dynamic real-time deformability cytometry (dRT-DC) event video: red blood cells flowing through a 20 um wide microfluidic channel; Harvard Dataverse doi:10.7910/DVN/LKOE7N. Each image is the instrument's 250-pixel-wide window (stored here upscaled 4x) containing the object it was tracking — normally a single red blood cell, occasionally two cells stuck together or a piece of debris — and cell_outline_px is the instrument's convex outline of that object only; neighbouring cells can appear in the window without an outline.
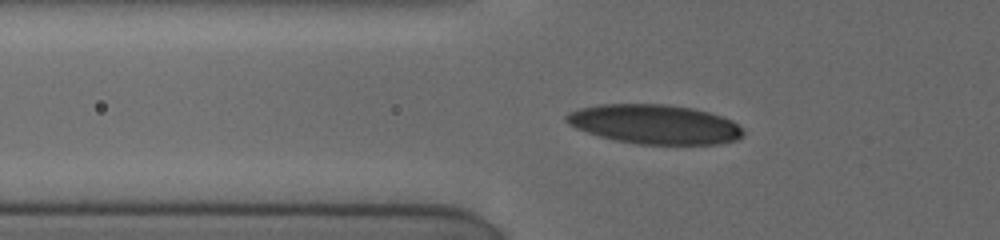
{"species": "human", "species_latin": "Homo sapiens", "temperature_condition": "cold", "stored_images_in_passage": 10, "camera_frame_rate_fps": 3000, "um_per_image_px": 0.085, "donor": {"sex": "female"}, "frame": {"image": 1, "passage_image": 3, "time_ms": 0.333, "image_size_px": [1000, 240], "cell_outline_px": [[744, 136], [736, 140], [716, 144], [640, 144], [616, 140], [600, 136], [576, 128], [568, 124], [564, 120], [564, 116], [568, 112], [580, 108], [600, 104], [664, 104], [692, 108], [708, 112], [732, 120], [744, 132]], "centroid_in_image_um": [55.62, 10.56], "position_along_channel_um": 70.2, "area_um2": 40.4}}
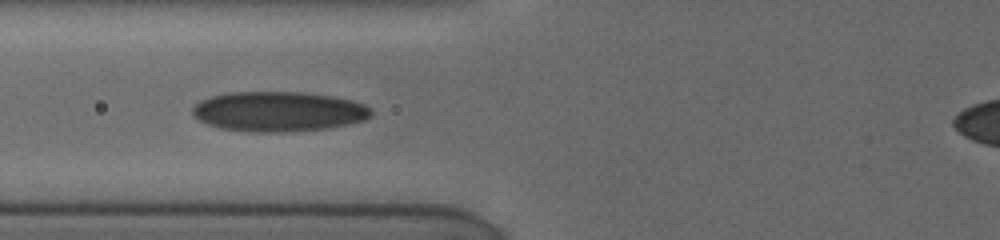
{"frame": {"image": 2, "passage_image": 9, "time_ms": 1.333, "image_size_px": [1000, 240], "cell_outline_px": [[372, 116], [364, 120], [348, 124], [324, 128], [284, 132], [252, 132], [220, 128], [208, 124], [192, 116], [192, 108], [200, 100], [212, 96], [228, 92], [304, 92], [332, 96], [352, 100], [364, 104], [372, 112]], "centroid_in_image_um": [23.65, 9.47], "position_along_channel_um": 102.1, "area_um2": 41.56}}